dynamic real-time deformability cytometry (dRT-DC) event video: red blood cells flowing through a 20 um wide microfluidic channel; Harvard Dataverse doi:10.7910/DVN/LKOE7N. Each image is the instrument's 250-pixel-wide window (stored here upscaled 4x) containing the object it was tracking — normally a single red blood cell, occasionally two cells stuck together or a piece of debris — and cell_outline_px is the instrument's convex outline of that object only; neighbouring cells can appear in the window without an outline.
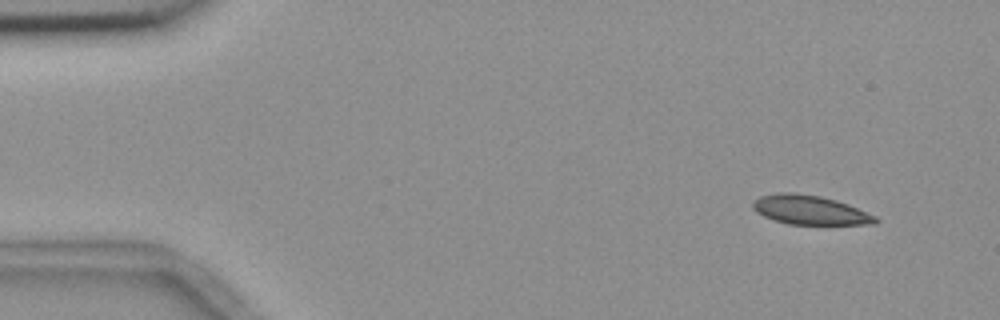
{"species": "common noctule bat (a hibernating species)", "species_latin": "Nyctalus noctula", "temperature_condition": "room temperature", "stored_images_in_passage": 4, "camera_frame_rate_fps": 3000, "um_per_image_px": 0.085, "animal": {"sex": "female", "body_mass_g": 18.4}, "frame": {"image": 1, "passage_image": 1, "time_ms": 0.0, "image_size_px": [1000, 320], "cell_outline_px": [[880, 220], [876, 224], [788, 224], [772, 220], [756, 212], [752, 208], [752, 200], [760, 196], [776, 192], [792, 192], [820, 196], [836, 200], [848, 204], [876, 216]], "centroid_in_image_um": [68.81, 17.84], "position_along_channel_um": 16.2, "area_um2": 21.04}}
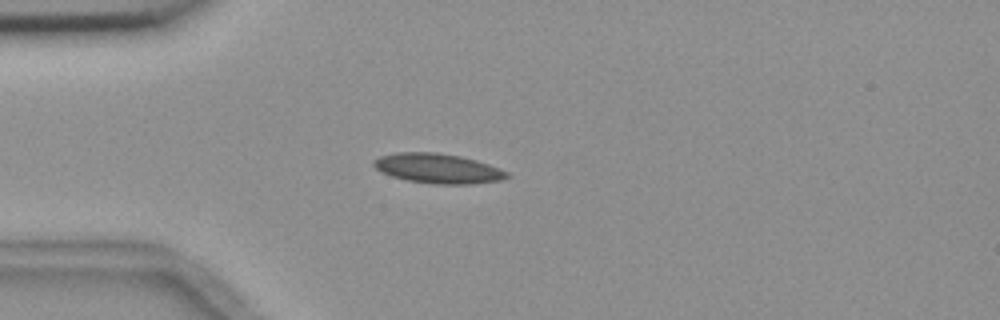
{"frame": {"image": 2, "passage_image": 4, "time_ms": 3.333, "image_size_px": [1000, 320], "cell_outline_px": [[512, 176], [500, 180], [472, 184], [432, 184], [408, 180], [392, 176], [380, 172], [372, 164], [372, 160], [380, 156], [396, 152], [436, 152], [460, 156], [476, 160], [488, 164], [508, 172]], "centroid_in_image_um": [37.2, 14.31], "position_along_channel_um": 47.8, "area_um2": 23.18}}